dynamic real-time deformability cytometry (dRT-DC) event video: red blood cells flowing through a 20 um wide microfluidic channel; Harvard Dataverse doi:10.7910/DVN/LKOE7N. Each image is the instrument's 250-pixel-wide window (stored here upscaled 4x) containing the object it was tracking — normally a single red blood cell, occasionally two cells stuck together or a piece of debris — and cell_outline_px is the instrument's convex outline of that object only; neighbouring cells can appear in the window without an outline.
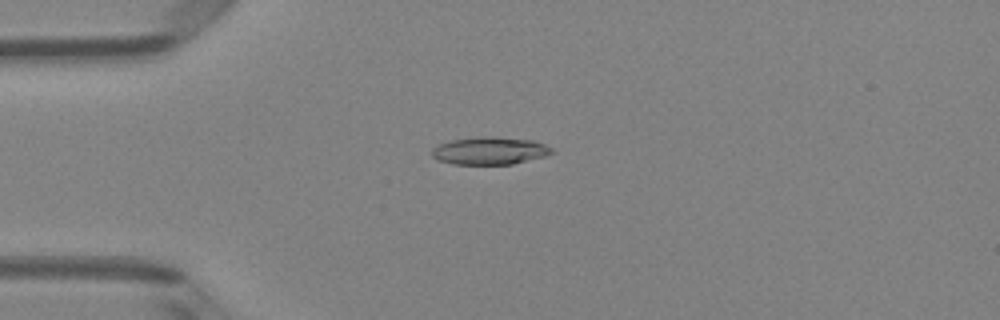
{"species": "Egyptian fruit bat (a non-hibernating species)", "species_latin": "Rousettus aegyptiacus", "temperature_condition": "room temperature", "stored_images_in_passage": 45, "camera_frame_rate_fps": 3000, "um_per_image_px": 0.085, "animal": {"sex": "female"}, "frame": {"image": 1, "passage_image": 7, "time_ms": 2.0, "image_size_px": [1000, 320], "cell_outline_px": [[552, 152], [544, 156], [512, 164], [452, 164], [440, 160], [432, 156], [432, 148], [440, 144], [452, 140], [476, 136], [492, 136], [532, 140], [544, 144], [552, 148]], "centroid_in_image_um": [41.61, 12.8], "position_along_channel_um": 43.4, "area_um2": 19.13}}
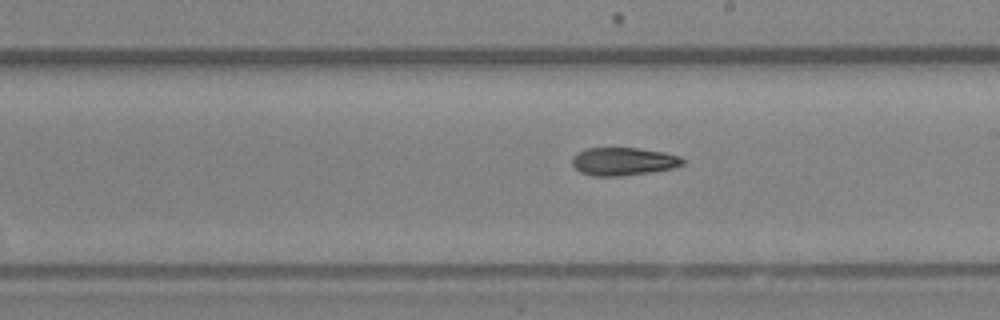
{"frame": {"image": 2, "passage_image": 23, "time_ms": 7.333, "image_size_px": [1000, 320], "cell_outline_px": [[684, 164], [676, 168], [620, 176], [592, 176], [580, 172], [572, 164], [572, 156], [576, 152], [588, 148], [636, 148], [664, 152], [680, 156], [684, 160]], "centroid_in_image_um": [52.98, 13.72], "position_along_channel_um": 236.0, "area_um2": 18.09}}
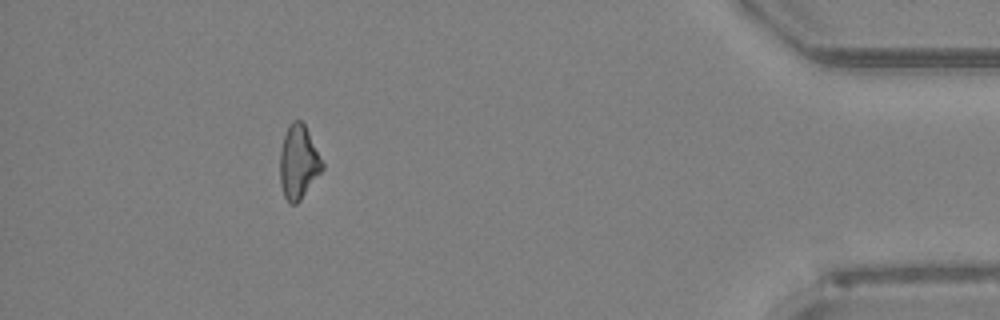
{"frame": {"image": 3, "passage_image": 40, "time_ms": 13.0, "image_size_px": [1000, 320], "cell_outline_px": [[324, 168], [300, 200], [296, 204], [288, 204], [284, 196], [280, 184], [280, 148], [284, 136], [292, 120], [300, 120], [304, 124], [324, 164]], "centroid_in_image_um": [25.36, 13.81], "position_along_channel_um": 409.8, "area_um2": 18.03}, "authors_computed_cell_mechanics": {"area_um2": 18.6694, "velocity_mm_per_s": 4.0282, "shape_relaxation_time_tau1_ms": 5.0834, "shape_relaxation_time_tau2_ms": 7.58, "deformation_change_tau1": 0.1468, "deformation_change_tau2": 0.1727}}